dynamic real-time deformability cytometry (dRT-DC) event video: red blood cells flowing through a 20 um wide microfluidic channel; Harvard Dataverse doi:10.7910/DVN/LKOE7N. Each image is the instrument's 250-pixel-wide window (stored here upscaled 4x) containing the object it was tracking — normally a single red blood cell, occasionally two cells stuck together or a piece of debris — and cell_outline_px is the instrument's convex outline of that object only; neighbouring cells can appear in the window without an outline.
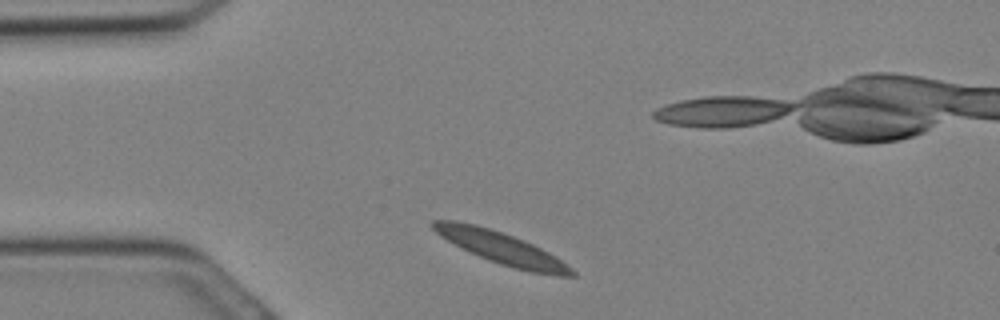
{"species": "Egyptian fruit bat (a non-hibernating species)", "species_latin": "Rousettus aegyptiacus", "temperature_condition": "cold", "stored_images_in_passage": 4, "camera_frame_rate_fps": 3000, "um_per_image_px": 0.085, "animal": {"sex": "female"}, "frame": {"image": 1, "passage_image": 2, "time_ms": 0.333, "image_size_px": [1000, 320], "cell_outline_px": [[576, 276], [556, 276], [532, 272], [512, 268], [488, 260], [440, 236], [432, 228], [432, 220], [456, 220], [476, 224], [524, 240], [556, 256], [568, 264], [576, 272]], "centroid_in_image_um": [42.67, 21.09], "position_along_channel_um": 42.3, "area_um2": 25.55}}